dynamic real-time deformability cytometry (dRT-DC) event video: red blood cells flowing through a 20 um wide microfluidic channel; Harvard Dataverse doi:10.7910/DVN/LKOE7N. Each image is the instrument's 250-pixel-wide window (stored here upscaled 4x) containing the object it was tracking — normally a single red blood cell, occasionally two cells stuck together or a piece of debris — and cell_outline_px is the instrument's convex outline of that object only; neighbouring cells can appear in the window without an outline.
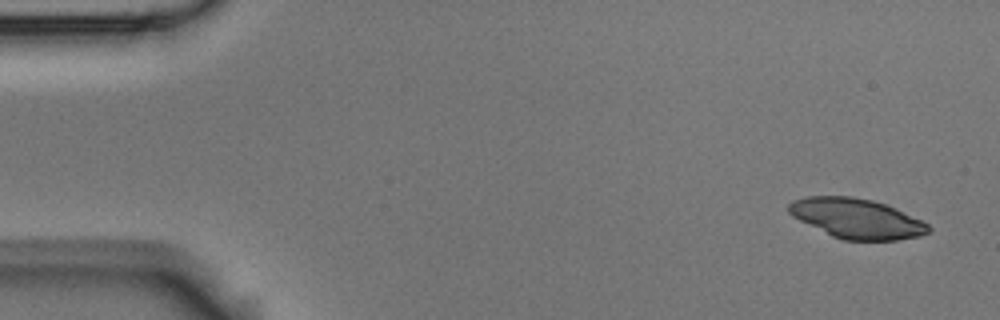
{"species": "Egyptian fruit bat (a non-hibernating species)", "species_latin": "Rousettus aegyptiacus", "temperature_condition": "room temperature", "stored_images_in_passage": 7, "camera_frame_rate_fps": 3000, "um_per_image_px": 0.085, "animal": {"sex": "male"}, "frame": {"image": 1, "passage_image": 1, "time_ms": 0.0, "image_size_px": [1000, 320], "cell_outline_px": [[932, 228], [928, 232], [920, 236], [896, 240], [844, 240], [832, 236], [792, 216], [788, 212], [788, 204], [792, 200], [808, 196], [852, 196], [872, 200], [884, 204], [920, 220], [928, 224]], "centroid_in_image_um": [72.78, 18.57], "position_along_channel_um": 12.2, "area_um2": 32.08}}